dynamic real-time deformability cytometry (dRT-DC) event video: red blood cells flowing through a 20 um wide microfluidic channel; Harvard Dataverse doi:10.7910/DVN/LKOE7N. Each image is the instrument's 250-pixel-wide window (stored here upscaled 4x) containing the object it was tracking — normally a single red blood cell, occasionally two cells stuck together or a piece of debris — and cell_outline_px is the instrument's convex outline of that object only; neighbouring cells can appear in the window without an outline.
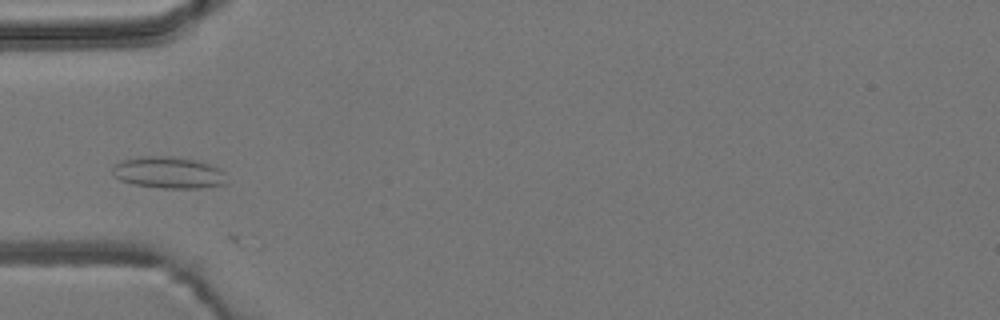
{"species": "common noctule bat (a hibernating species)", "species_latin": "Nyctalus noctula", "temperature_condition": "room temperature", "stored_images_in_passage": 4, "camera_frame_rate_fps": 3000, "um_per_image_px": 0.085, "animal": {"sex": "male", "body_mass_g": 19.2, "forearm_length_mm": 51.8}, "frame": {"image": 1, "passage_image": 3, "time_ms": 3.333, "image_size_px": [1000, 320], "cell_outline_px": [[224, 184], [200, 188], [164, 188], [136, 184], [120, 180], [112, 172], [112, 168], [120, 160], [140, 156], [172, 156], [192, 160], [208, 164], [224, 172]], "centroid_in_image_um": [14.27, 14.66], "position_along_channel_um": 70.7, "area_um2": 20.63}}